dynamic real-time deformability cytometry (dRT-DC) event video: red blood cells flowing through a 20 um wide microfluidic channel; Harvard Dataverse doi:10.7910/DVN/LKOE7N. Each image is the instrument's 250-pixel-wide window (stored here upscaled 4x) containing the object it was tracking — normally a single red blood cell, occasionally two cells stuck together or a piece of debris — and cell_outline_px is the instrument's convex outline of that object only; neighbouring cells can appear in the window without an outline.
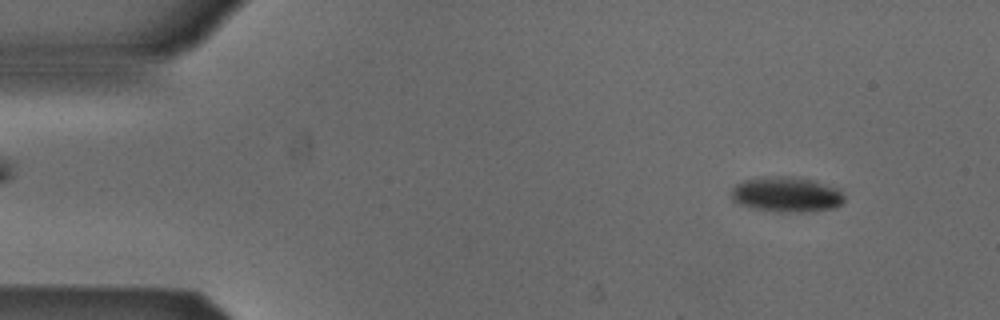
{"species": "Egyptian fruit bat (a non-hibernating species)", "species_latin": "Rousettus aegyptiacus", "temperature_condition": "cold", "stored_images_in_passage": 49, "camera_frame_rate_fps": 3000, "um_per_image_px": 0.085, "animal": {"sex": "male"}, "frame": {"image": 1, "passage_image": 2, "time_ms": 0.333, "image_size_px": [1000, 320], "cell_outline_px": [[844, 200], [836, 208], [804, 212], [796, 212], [756, 208], [740, 204], [732, 200], [732, 188], [736, 184], [744, 180], [776, 176], [788, 176], [816, 180], [840, 188], [844, 196]], "centroid_in_image_um": [66.92, 16.51], "position_along_channel_um": 18.1, "area_um2": 23.0}}
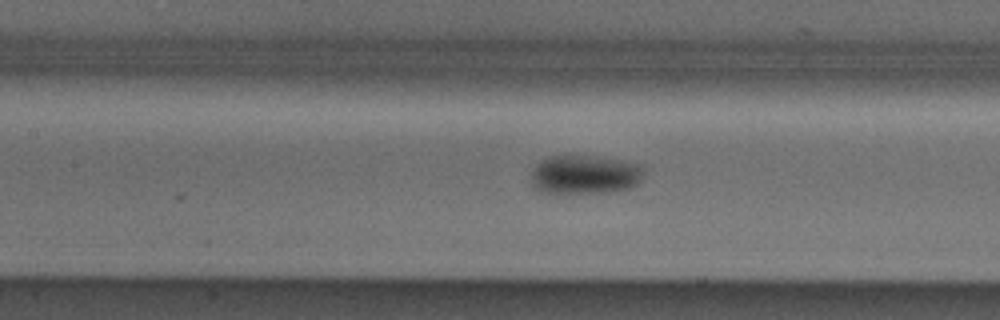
{"frame": {"image": 2, "passage_image": 20, "time_ms": 6.333, "image_size_px": [1000, 320], "cell_outline_px": [[640, 180], [636, 184], [628, 188], [612, 192], [564, 196], [540, 192], [532, 184], [532, 172], [536, 164], [540, 160], [548, 156], [592, 156], [620, 160], [636, 164], [640, 168]], "centroid_in_image_um": [49.6, 14.9], "position_along_channel_um": 157.8, "area_um2": 26.01}}
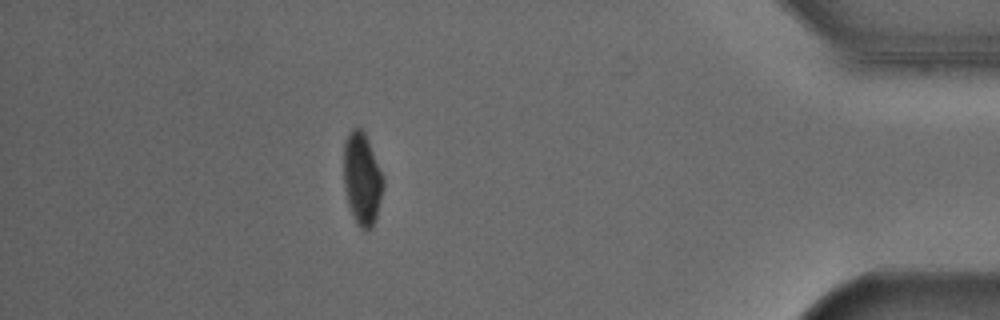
{"frame": {"image": 3, "passage_image": 43, "time_ms": 14.0, "image_size_px": [1000, 320], "cell_outline_px": [[384, 188], [376, 220], [372, 228], [360, 228], [356, 224], [348, 204], [344, 188], [344, 140], [348, 132], [352, 128], [360, 128], [364, 132], [368, 140], [384, 180]], "centroid_in_image_um": [30.77, 15.21], "position_along_channel_um": 404.4, "area_um2": 21.33}, "authors_computed_cell_mechanics": {"area_um2": 23.409, "velocity_mm_per_s": 3.8682, "shape_relaxation_time_tau1_ms": 1.6344, "shape_relaxation_time_tau2_ms": null, "deformation_change_tau1": 0.0768, "deformation_change_tau2": null}}